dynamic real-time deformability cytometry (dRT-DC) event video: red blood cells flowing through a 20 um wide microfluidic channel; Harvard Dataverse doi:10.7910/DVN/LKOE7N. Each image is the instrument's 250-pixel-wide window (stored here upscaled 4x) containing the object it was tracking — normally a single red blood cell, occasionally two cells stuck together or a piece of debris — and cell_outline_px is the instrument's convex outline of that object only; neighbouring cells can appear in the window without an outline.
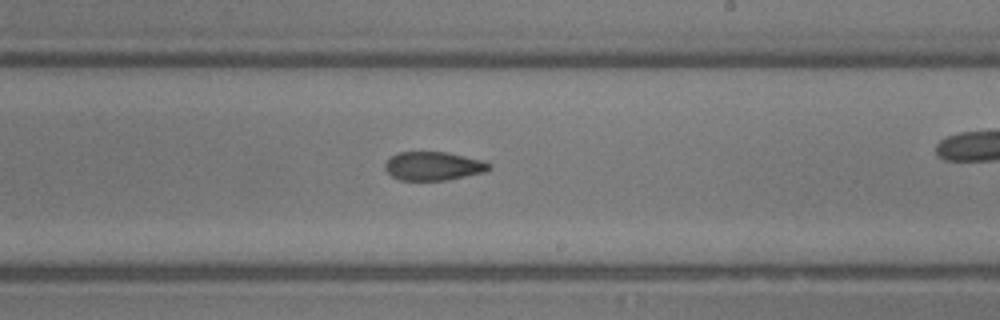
{"species": "common noctule bat (a hibernating species)", "species_latin": "Nyctalus noctula", "temperature_condition": "room temperature", "stored_images_in_passage": 18, "camera_frame_rate_fps": 3000, "um_per_image_px": 0.085, "animal": {"sex": "male", "body_mass_g": 13.3}, "frame": {"image": 1, "passage_image": 11, "time_ms": 3.333, "image_size_px": [1000, 320], "cell_outline_px": [[492, 168], [484, 172], [448, 180], [400, 180], [392, 176], [384, 168], [384, 164], [392, 156], [400, 152], [448, 152], [484, 160], [492, 164]], "centroid_in_image_um": [36.88, 14.11], "position_along_channel_um": 252.1, "area_um2": 17.46}}
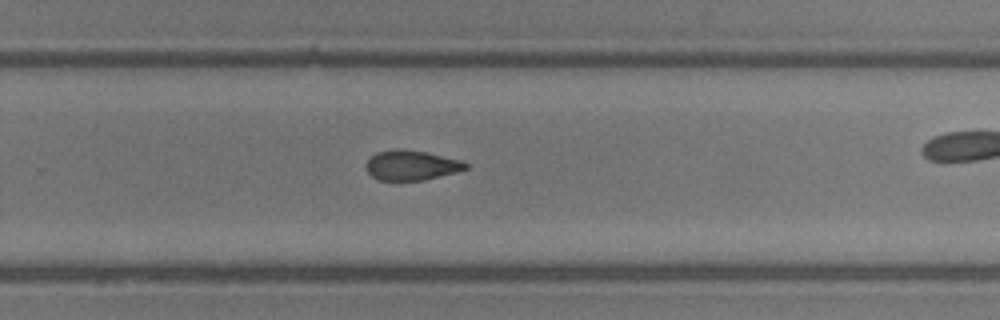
{"frame": {"image": 2, "passage_image": 13, "time_ms": 4.0, "image_size_px": [1000, 320], "cell_outline_px": [[468, 168], [456, 172], [424, 180], [380, 180], [372, 176], [364, 168], [364, 164], [376, 152], [396, 148], [404, 148], [464, 160], [468, 164]], "centroid_in_image_um": [34.96, 14.03], "position_along_channel_um": 294.8, "area_um2": 17.51}}